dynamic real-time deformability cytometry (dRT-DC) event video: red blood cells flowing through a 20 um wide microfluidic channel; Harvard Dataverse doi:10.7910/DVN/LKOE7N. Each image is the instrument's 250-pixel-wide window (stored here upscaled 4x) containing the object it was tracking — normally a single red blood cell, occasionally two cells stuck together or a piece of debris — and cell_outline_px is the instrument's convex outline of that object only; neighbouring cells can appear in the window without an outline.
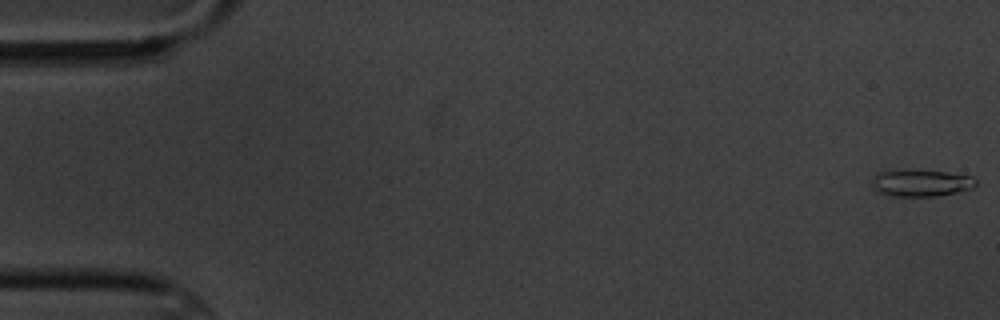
{"species": "common noctule bat (a hibernating species)", "species_latin": "Nyctalus noctula", "temperature_condition": "cold", "stored_images_in_passage": 5, "camera_frame_rate_fps": 3000, "um_per_image_px": 0.085, "animal": {"sex": "male", "body_mass_g": 20.1, "forearm_length_mm": 53.5}, "frame": {"image": 1, "passage_image": 1, "time_ms": 0.0, "image_size_px": [1000, 320], "cell_outline_px": [[976, 184], [972, 188], [936, 196], [892, 196], [880, 192], [872, 188], [872, 176], [880, 172], [904, 168], [944, 172], [972, 176], [976, 180]], "centroid_in_image_um": [78.23, 15.53], "position_along_channel_um": 6.8, "area_um2": 16.42}}
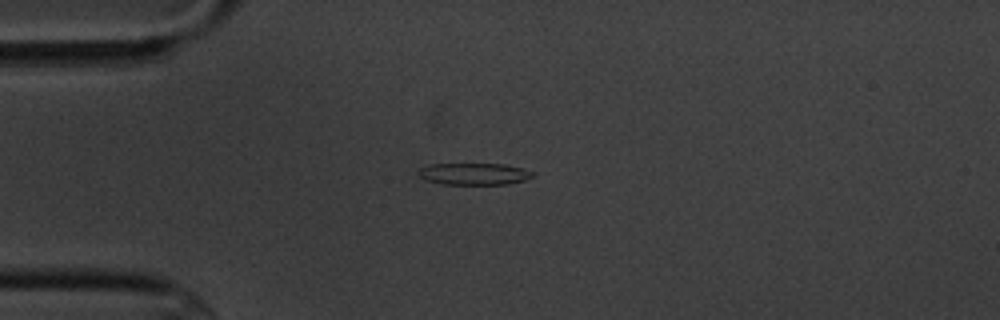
{"frame": {"image": 2, "passage_image": 5, "time_ms": 4.667, "image_size_px": [1000, 320], "cell_outline_px": [[536, 176], [524, 180], [508, 184], [444, 184], [424, 180], [416, 172], [420, 168], [432, 164], [504, 164], [536, 172]], "centroid_in_image_um": [40.31, 14.78], "position_along_channel_um": 44.7, "area_um2": 14.57}}